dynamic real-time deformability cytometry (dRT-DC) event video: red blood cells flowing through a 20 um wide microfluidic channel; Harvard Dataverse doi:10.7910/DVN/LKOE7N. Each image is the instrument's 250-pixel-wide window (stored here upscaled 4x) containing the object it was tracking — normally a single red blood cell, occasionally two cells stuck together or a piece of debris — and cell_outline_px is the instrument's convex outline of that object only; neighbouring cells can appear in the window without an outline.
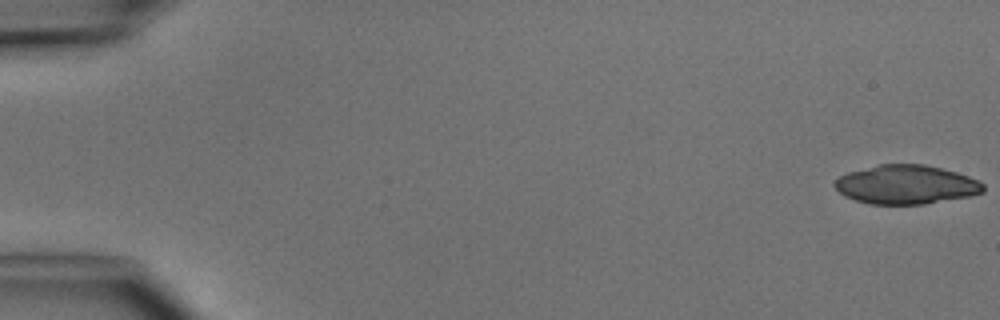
{"species": "common noctule bat (a hibernating species)", "species_latin": "Nyctalus noctula", "temperature_condition": "cold", "stored_images_in_passage": 4, "camera_frame_rate_fps": 3000, "um_per_image_px": 0.085, "animal": {"sex": "male", "body_mass_g": 15.6}, "frame": {"image": 1, "passage_image": 1, "time_ms": 0.0, "image_size_px": [1000, 320], "cell_outline_px": [[984, 192], [968, 196], [924, 204], [868, 204], [844, 196], [832, 184], [840, 176], [848, 172], [880, 164], [924, 164], [956, 172], [968, 176], [984, 184]], "centroid_in_image_um": [77.0, 15.69], "position_along_channel_um": 8.0, "area_um2": 33.52}}